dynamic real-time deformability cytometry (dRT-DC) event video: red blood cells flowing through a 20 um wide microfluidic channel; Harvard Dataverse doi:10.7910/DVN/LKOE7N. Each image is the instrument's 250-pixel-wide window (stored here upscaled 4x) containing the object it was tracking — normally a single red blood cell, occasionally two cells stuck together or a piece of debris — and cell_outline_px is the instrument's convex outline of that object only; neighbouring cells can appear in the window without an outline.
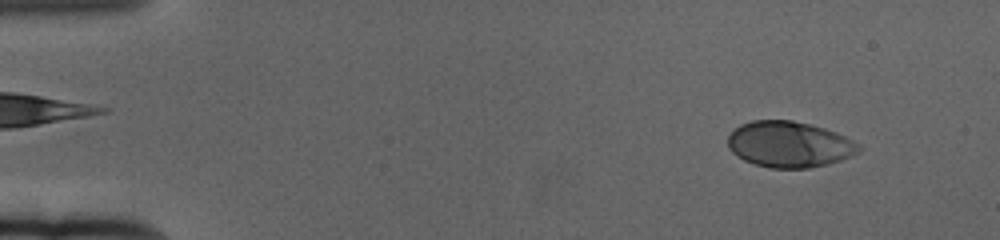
{"species": "human", "species_latin": "Homo sapiens", "temperature_condition": "cold", "stored_images_in_passage": 60, "camera_frame_rate_fps": 3000, "um_per_image_px": 0.085, "donor": {"sex": "female"}, "frame": {"image": 1, "passage_image": 5, "time_ms": 1.333, "image_size_px": [1000, 240], "cell_outline_px": [[864, 148], [860, 152], [852, 156], [828, 164], [808, 168], [768, 168], [744, 160], [736, 156], [728, 148], [728, 136], [740, 124], [752, 120], [792, 120], [824, 128], [836, 132], [860, 144]], "centroid_in_image_um": [67.11, 12.27], "position_along_channel_um": 17.9, "area_um2": 35.26}}
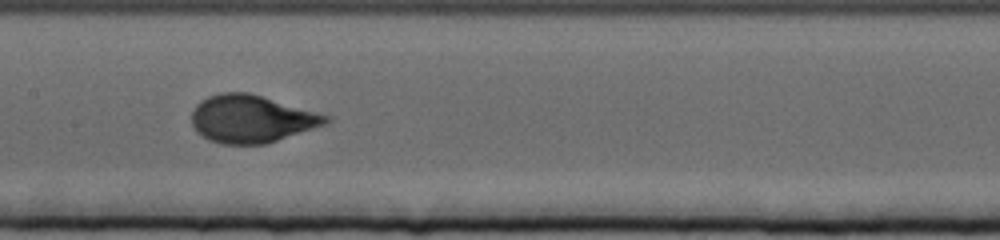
{"frame": {"image": 2, "passage_image": 30, "time_ms": 9.667, "image_size_px": [1000, 240], "cell_outline_px": [[332, 120], [324, 124], [264, 144], [220, 144], [208, 140], [196, 132], [192, 124], [192, 112], [196, 104], [200, 100], [208, 96], [220, 92], [248, 92], [328, 116]], "centroid_in_image_um": [21.28, 10.1], "position_along_channel_um": 186.1, "area_um2": 36.7}}
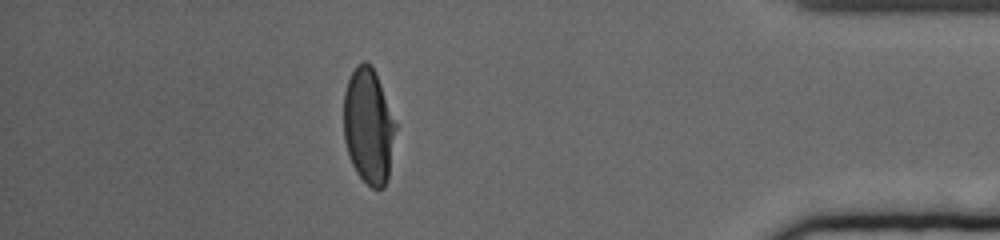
{"frame": {"image": 3, "passage_image": 53, "time_ms": 17.333, "image_size_px": [1000, 240], "cell_outline_px": [[396, 128], [388, 180], [384, 188], [372, 188], [356, 172], [352, 164], [344, 140], [344, 92], [348, 80], [356, 64], [364, 60], [372, 64], [376, 72], [396, 124]], "centroid_in_image_um": [31.32, 10.7], "position_along_channel_um": 403.9, "area_um2": 35.03}, "authors_computed_cell_mechanics": {"area_um2": 35.9227, "velocity_mm_per_s": 3.3409, "shape_relaxation_time_tau1_ms": 3.8989, "shape_relaxation_time_tau2_ms": null, "deformation_change_tau1": 0.1847, "deformation_change_tau2": null}}